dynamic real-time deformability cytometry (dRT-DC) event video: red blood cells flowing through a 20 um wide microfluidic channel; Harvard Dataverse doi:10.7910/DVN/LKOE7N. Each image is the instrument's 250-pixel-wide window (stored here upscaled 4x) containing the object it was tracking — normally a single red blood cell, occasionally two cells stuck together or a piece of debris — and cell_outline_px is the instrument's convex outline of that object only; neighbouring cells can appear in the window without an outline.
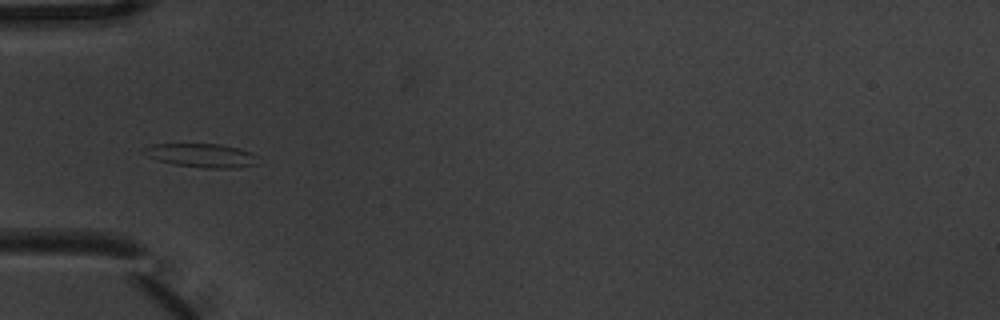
{"species": "common noctule bat (a hibernating species)", "species_latin": "Nyctalus noctula", "temperature_condition": "warm", "stored_images_in_passage": 8, "camera_frame_rate_fps": 3000, "um_per_image_px": 0.085, "animal": {"sex": "male", "body_mass_g": 20.1, "forearm_length_mm": 53.5}, "frame": {"image": 1, "passage_image": 6, "time_ms": 1.667, "image_size_px": [1000, 320], "cell_outline_px": [[256, 164], [236, 168], [204, 168], [176, 164], [156, 160], [148, 156], [140, 148], [152, 144], [220, 144], [240, 148], [252, 152], [256, 156]], "centroid_in_image_um": [17.12, 13.2], "position_along_channel_um": 67.9, "area_um2": 15.78}}
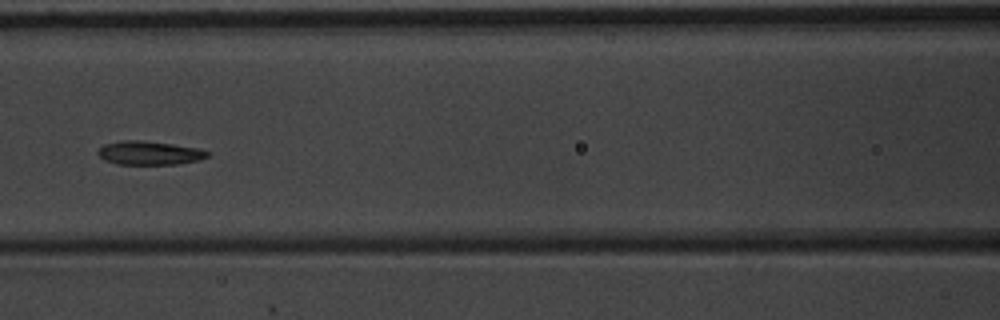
{"frame": {"image": 2, "passage_image": 8, "time_ms": 2.333, "image_size_px": [1000, 320], "cell_outline_px": [[212, 152], [208, 156], [200, 160], [180, 164], [116, 164], [104, 160], [96, 152], [104, 144], [124, 140], [140, 140], [172, 144], [196, 148]], "centroid_in_image_um": [12.71, 13.01], "position_along_channel_um": 153.9, "area_um2": 15.14}}